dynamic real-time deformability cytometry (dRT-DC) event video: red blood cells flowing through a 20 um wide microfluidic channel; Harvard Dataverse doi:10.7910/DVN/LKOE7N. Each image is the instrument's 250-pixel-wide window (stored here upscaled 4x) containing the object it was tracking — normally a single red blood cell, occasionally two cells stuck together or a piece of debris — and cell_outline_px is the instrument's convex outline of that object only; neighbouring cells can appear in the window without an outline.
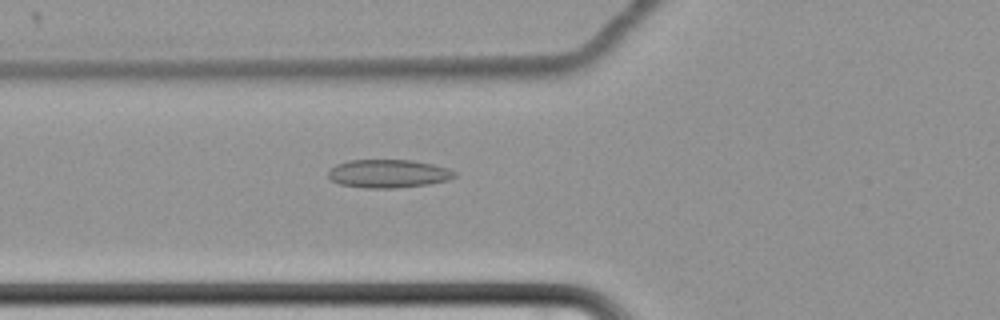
{"species": "common noctule bat (a hibernating species)", "species_latin": "Nyctalus noctula", "temperature_condition": "cold", "stored_images_in_passage": 44, "camera_frame_rate_fps": 3000, "um_per_image_px": 0.085, "animal": {"sex": "female", "body_mass_g": 22.7, "forearm_length_mm": 54.2}, "frame": {"image": 1, "passage_image": 7, "time_ms": 2.0, "image_size_px": [1000, 320], "cell_outline_px": [[456, 176], [448, 180], [428, 184], [396, 188], [368, 188], [340, 184], [332, 180], [328, 176], [328, 172], [336, 164], [348, 160], [412, 160], [432, 164], [448, 168], [456, 172]], "centroid_in_image_um": [33.02, 14.75], "position_along_channel_um": 92.8, "area_um2": 20.75}}
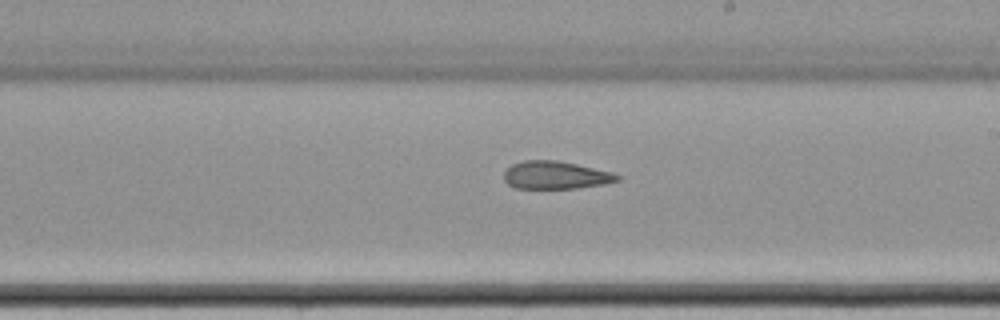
{"frame": {"image": 2, "passage_image": 20, "time_ms": 6.333, "image_size_px": [1000, 320], "cell_outline_px": [[620, 180], [604, 184], [580, 188], [512, 188], [504, 180], [504, 172], [512, 164], [524, 160], [556, 160], [576, 164], [612, 172], [620, 176]], "centroid_in_image_um": [47.22, 14.89], "position_along_channel_um": 241.8, "area_um2": 18.38}}
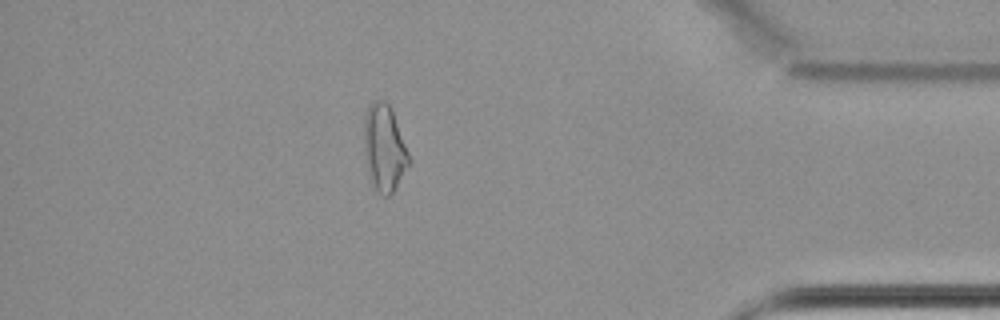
{"frame": {"image": 3, "passage_image": 37, "time_ms": 12.0, "image_size_px": [1000, 320], "cell_outline_px": [[412, 160], [396, 188], [388, 196], [380, 196], [372, 188], [364, 156], [364, 116], [368, 104], [372, 100], [384, 100], [392, 108]], "centroid_in_image_um": [32.66, 12.59], "position_along_channel_um": 402.5, "area_um2": 23.41}, "authors_computed_cell_mechanics": {"area_um2": 20.1433, "velocity_mm_per_s": 3.4357, "shape_relaxation_time_tau1_ms": null, "shape_relaxation_time_tau2_ms": 5.2128, "deformation_change_tau1": null, "deformation_change_tau2": 0.1311}}